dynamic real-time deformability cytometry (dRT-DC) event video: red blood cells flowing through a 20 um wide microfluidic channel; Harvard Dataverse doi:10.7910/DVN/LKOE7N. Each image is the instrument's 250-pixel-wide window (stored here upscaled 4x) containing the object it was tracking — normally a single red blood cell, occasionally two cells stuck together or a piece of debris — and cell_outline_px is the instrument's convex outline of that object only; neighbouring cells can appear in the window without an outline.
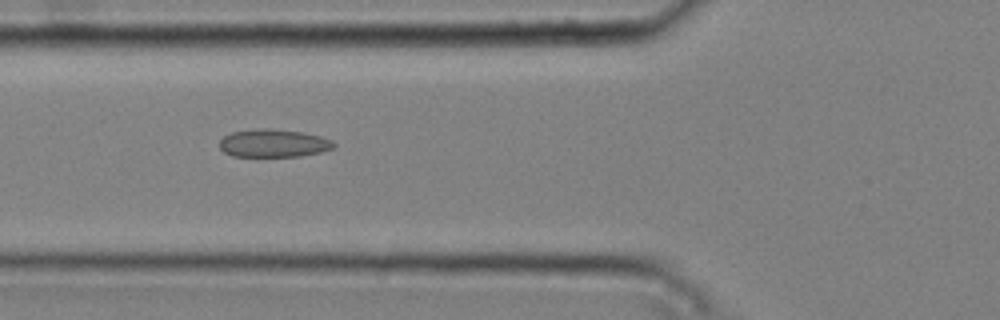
{"species": "common noctule bat (a hibernating species)", "species_latin": "Nyctalus noctula", "temperature_condition": "cold", "stored_images_in_passage": 6, "camera_frame_rate_fps": 3000, "um_per_image_px": 0.085, "animal": {"sex": "male", "body_mass_g": 20.4}, "frame": {"image": 1, "passage_image": 2, "time_ms": 0.333, "image_size_px": [1000, 320], "cell_outline_px": [[336, 144], [332, 148], [320, 152], [300, 156], [232, 156], [224, 152], [220, 148], [220, 140], [224, 136], [232, 132], [256, 128], [268, 128], [304, 132], [320, 136], [332, 140]], "centroid_in_image_um": [23.24, 12.16], "position_along_channel_um": 102.6, "area_um2": 18.61}}
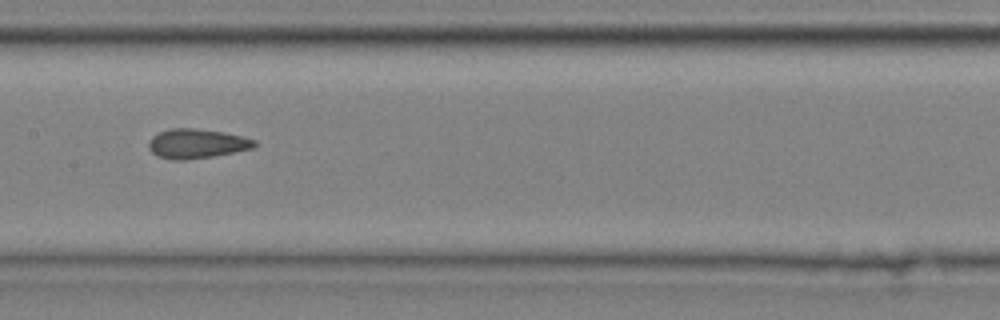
{"frame": {"image": 2, "passage_image": 4, "time_ms": 1.0, "image_size_px": [1000, 320], "cell_outline_px": [[256, 144], [252, 148], [212, 156], [188, 160], [172, 160], [156, 156], [148, 148], [148, 140], [152, 136], [168, 128], [196, 128], [224, 132], [256, 140]], "centroid_in_image_um": [16.65, 12.2], "position_along_channel_um": 190.7, "area_um2": 18.21}}
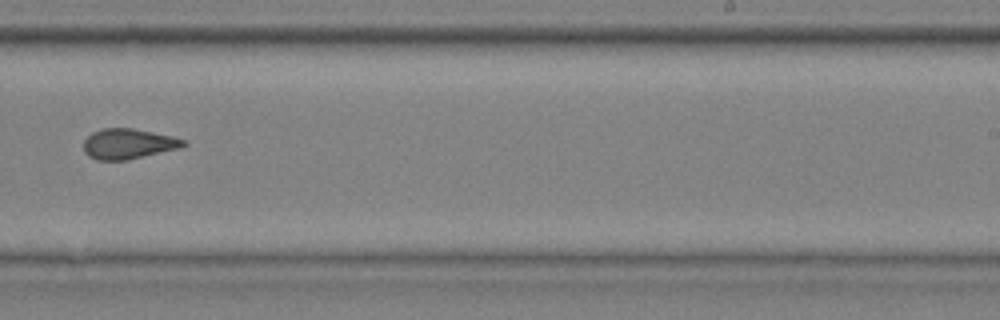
{"frame": {"image": 3, "passage_image": 6, "time_ms": 1.667, "image_size_px": [1000, 320], "cell_outline_px": [[188, 144], [180, 148], [128, 160], [96, 160], [88, 156], [84, 152], [84, 140], [92, 132], [100, 128], [132, 128], [172, 136], [184, 140]], "centroid_in_image_um": [10.88, 12.23], "position_along_channel_um": 278.1, "area_um2": 17.69}}